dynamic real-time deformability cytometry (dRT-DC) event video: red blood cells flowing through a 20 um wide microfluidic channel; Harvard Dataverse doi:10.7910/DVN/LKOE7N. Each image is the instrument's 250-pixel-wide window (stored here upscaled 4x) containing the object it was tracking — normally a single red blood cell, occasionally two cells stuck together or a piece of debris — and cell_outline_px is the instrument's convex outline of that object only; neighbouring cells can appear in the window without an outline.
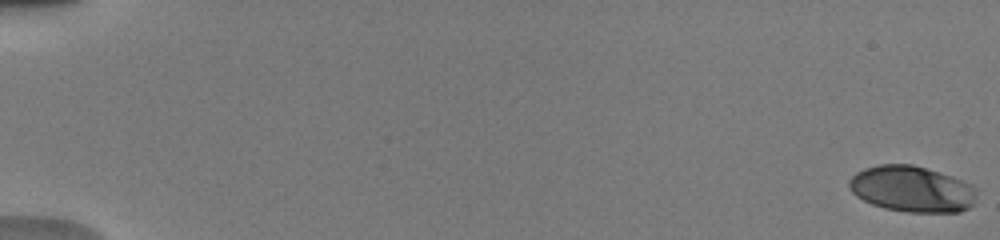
{"species": "human", "species_latin": "Homo sapiens", "temperature_condition": "warm", "stored_images_in_passage": 74, "camera_frame_rate_fps": 3000, "um_per_image_px": 0.085, "donor": {"sex": "male"}, "frame": {"image": 1, "passage_image": 1, "time_ms": 0.0, "image_size_px": [1000, 240], "cell_outline_px": [[976, 188], [972, 204], [968, 208], [960, 212], [908, 212], [884, 208], [872, 204], [856, 196], [848, 188], [848, 180], [856, 172], [864, 168], [880, 164], [912, 164], [940, 172], [952, 176]], "centroid_in_image_um": [77.46, 16.06], "position_along_channel_um": 7.5, "area_um2": 34.16}}
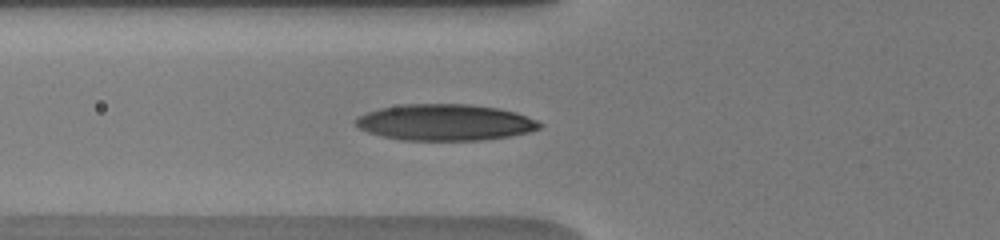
{"frame": {"image": 2, "passage_image": 43, "time_ms": 7.0, "image_size_px": [1000, 240], "cell_outline_px": [[544, 124], [540, 128], [528, 132], [508, 136], [480, 140], [400, 140], [368, 132], [360, 128], [356, 124], [356, 116], [380, 108], [404, 104], [468, 104], [500, 108], [516, 112], [536, 120]], "centroid_in_image_um": [37.84, 10.39], "position_along_channel_um": 88.0, "area_um2": 38.78}}
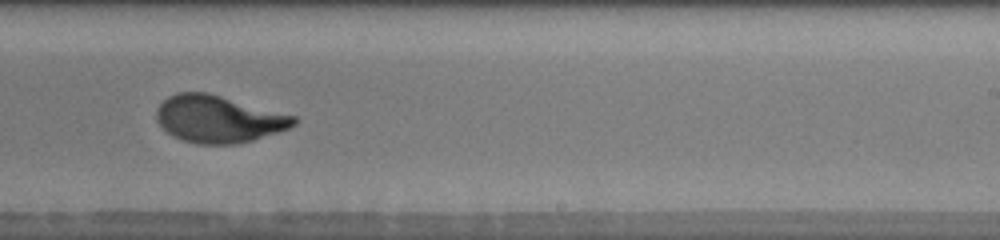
{"frame": {"image": 3, "passage_image": 57, "time_ms": 11.667, "image_size_px": [1000, 240], "cell_outline_px": [[300, 120], [296, 124], [288, 128], [252, 140], [236, 144], [196, 144], [180, 140], [172, 136], [156, 120], [156, 108], [168, 96], [176, 92], [208, 92], [296, 116]], "centroid_in_image_um": [18.55, 10.11], "position_along_channel_um": 270.4, "area_um2": 37.8}, "authors_computed_cell_mechanics": {"area_um2": 34.8534, "velocity_mm_per_s": 3.9006, "shape_relaxation_time_tau1_ms": 3.6812, "shape_relaxation_time_tau2_ms": null, "deformation_change_tau1": 0.198, "deformation_change_tau2": null}}